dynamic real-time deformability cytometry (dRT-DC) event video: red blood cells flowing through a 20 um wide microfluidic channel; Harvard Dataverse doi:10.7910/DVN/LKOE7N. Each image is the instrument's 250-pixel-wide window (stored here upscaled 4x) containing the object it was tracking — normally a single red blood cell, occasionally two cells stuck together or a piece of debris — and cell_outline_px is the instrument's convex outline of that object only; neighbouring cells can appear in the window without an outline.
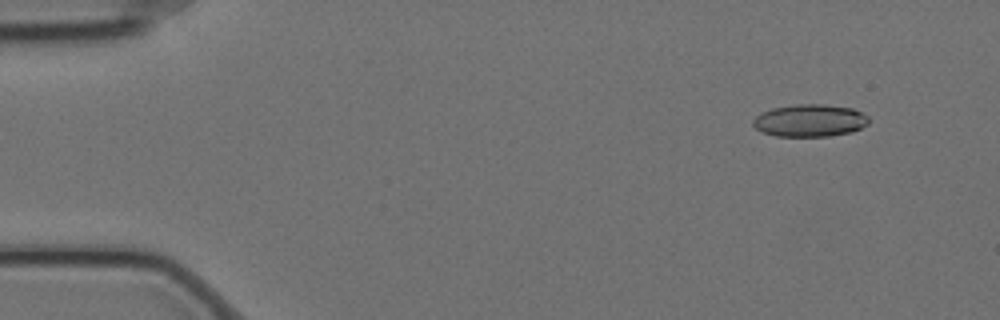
{"species": "Egyptian fruit bat (a non-hibernating species)", "species_latin": "Rousettus aegyptiacus", "temperature_condition": "cold", "stored_images_in_passage": 58, "camera_frame_rate_fps": 3000, "um_per_image_px": 0.085, "animal": {"sex": "female"}, "frame": {"image": 1, "passage_image": 5, "time_ms": 1.333, "image_size_px": [1000, 320], "cell_outline_px": [[872, 120], [868, 124], [852, 132], [828, 136], [776, 136], [764, 132], [756, 128], [752, 124], [752, 120], [756, 116], [772, 108], [796, 104], [824, 104], [852, 108], [868, 116]], "centroid_in_image_um": [68.87, 10.24], "position_along_channel_um": 16.1, "area_um2": 21.85}}
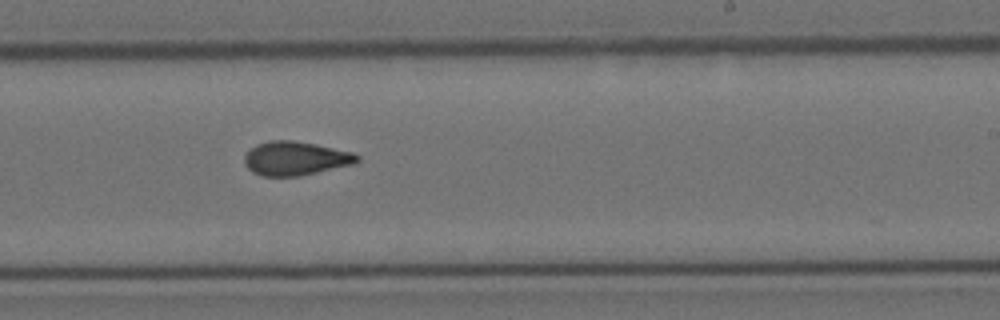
{"frame": {"image": 2, "passage_image": 35, "time_ms": 11.333, "image_size_px": [1000, 320], "cell_outline_px": [[360, 160], [356, 164], [300, 176], [260, 176], [252, 172], [244, 164], [244, 156], [256, 144], [268, 140], [292, 140], [316, 144], [352, 152], [360, 156]], "centroid_in_image_um": [25.13, 13.47], "position_along_channel_um": 263.9, "area_um2": 22.48}}
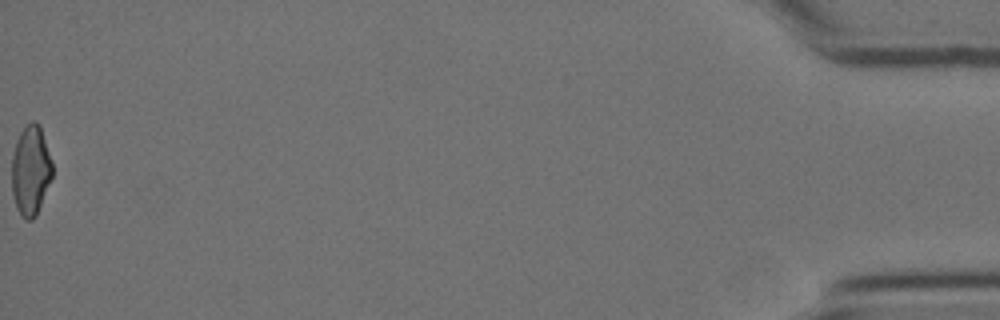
{"frame": {"image": 3, "passage_image": 58, "time_ms": 19.0, "image_size_px": [1000, 320], "cell_outline_px": [[52, 176], [36, 216], [32, 220], [28, 220], [20, 216], [16, 208], [12, 192], [12, 156], [16, 140], [20, 132], [32, 120], [36, 120], [40, 124], [52, 164]], "centroid_in_image_um": [2.59, 14.48], "position_along_channel_um": 432.6, "area_um2": 21.21}, "authors_computed_cell_mechanics": {"area_um2": 21.9351, "velocity_mm_per_s": 3.5026, "shape_relaxation_time_tau1_ms": 7.9218, "shape_relaxation_time_tau2_ms": 2.9843, "deformation_change_tau1": 0.172, "deformation_change_tau2": 0.0904}}